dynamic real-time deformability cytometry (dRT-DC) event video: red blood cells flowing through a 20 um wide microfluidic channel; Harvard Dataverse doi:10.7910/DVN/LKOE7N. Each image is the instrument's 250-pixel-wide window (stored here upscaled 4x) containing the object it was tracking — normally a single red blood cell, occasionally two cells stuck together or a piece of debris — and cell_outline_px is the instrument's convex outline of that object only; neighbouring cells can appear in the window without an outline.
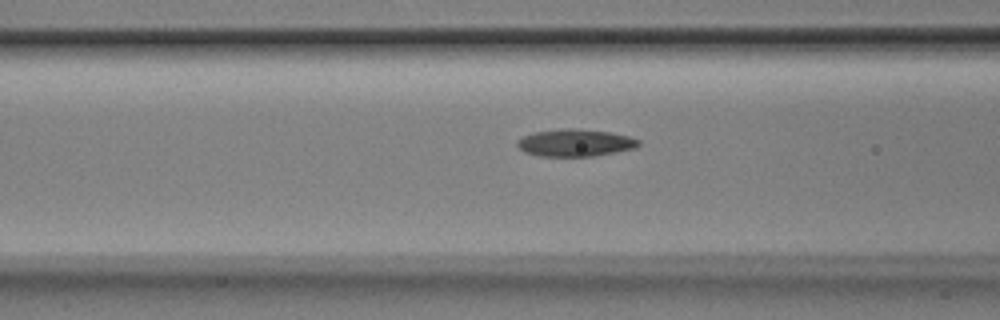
{"species": "Egyptian fruit bat (a non-hibernating species)", "species_latin": "Rousettus aegyptiacus", "temperature_condition": "room temperature", "stored_images_in_passage": 12, "camera_frame_rate_fps": 3000, "um_per_image_px": 0.085, "animal": {"sex": "male"}, "frame": {"image": 1, "passage_image": 7, "time_ms": 2.0, "image_size_px": [1000, 320], "cell_outline_px": [[640, 144], [636, 148], [616, 152], [592, 156], [540, 156], [524, 152], [516, 144], [516, 140], [532, 132], [564, 128], [576, 128], [608, 132], [628, 136], [640, 140]], "centroid_in_image_um": [48.87, 12.13], "position_along_channel_um": 117.7, "area_um2": 19.31}}
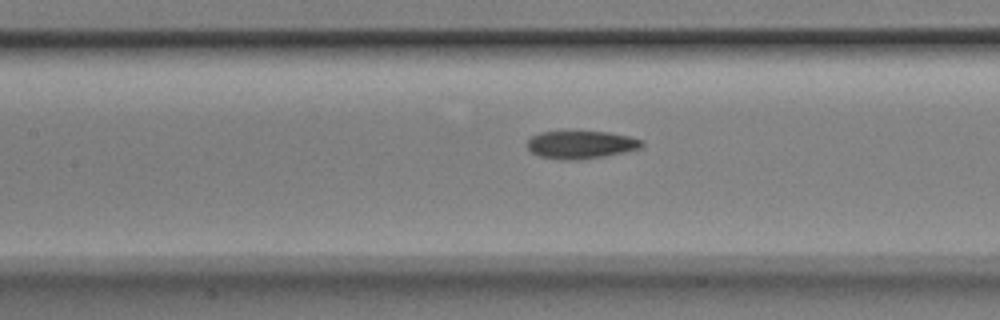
{"frame": {"image": 2, "passage_image": 10, "time_ms": 3.0, "image_size_px": [1000, 320], "cell_outline_px": [[644, 144], [640, 148], [624, 152], [584, 160], [564, 160], [540, 156], [532, 152], [528, 148], [528, 140], [532, 136], [540, 132], [608, 132], [628, 136], [644, 140]], "centroid_in_image_um": [49.41, 12.31], "position_along_channel_um": 158.0, "area_um2": 18.5}}